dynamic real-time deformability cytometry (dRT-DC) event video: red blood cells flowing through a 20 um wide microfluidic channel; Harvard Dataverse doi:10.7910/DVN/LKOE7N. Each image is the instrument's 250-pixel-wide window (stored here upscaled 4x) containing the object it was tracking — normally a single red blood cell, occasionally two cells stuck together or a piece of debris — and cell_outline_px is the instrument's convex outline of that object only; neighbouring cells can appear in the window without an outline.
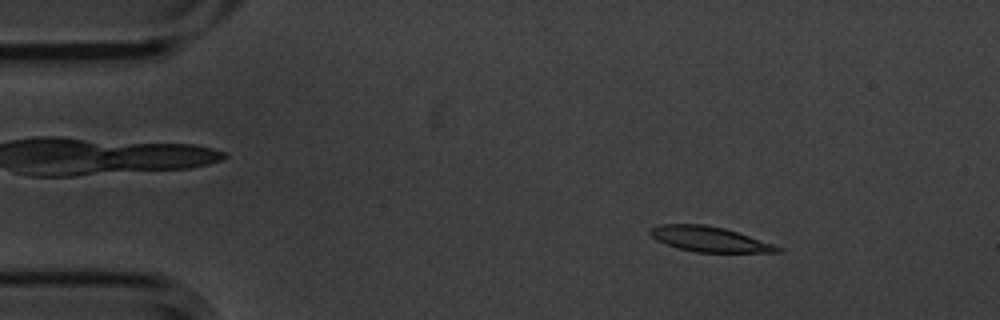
{"species": "common noctule bat (a hibernating species)", "species_latin": "Nyctalus noctula", "temperature_condition": "cold", "stored_images_in_passage": 54, "camera_frame_rate_fps": 3000, "um_per_image_px": 0.085, "animal": {"sex": "male", "body_mass_g": 20.1, "forearm_length_mm": 53.5}, "frame": {"image": 1, "passage_image": 7, "time_ms": 2.0, "image_size_px": [1000, 320], "cell_outline_px": [[780, 252], [696, 252], [676, 248], [656, 240], [648, 232], [652, 228], [660, 224], [704, 224], [724, 228], [772, 244], [780, 248]], "centroid_in_image_um": [60.22, 20.32], "position_along_channel_um": 24.8, "area_um2": 18.32}}
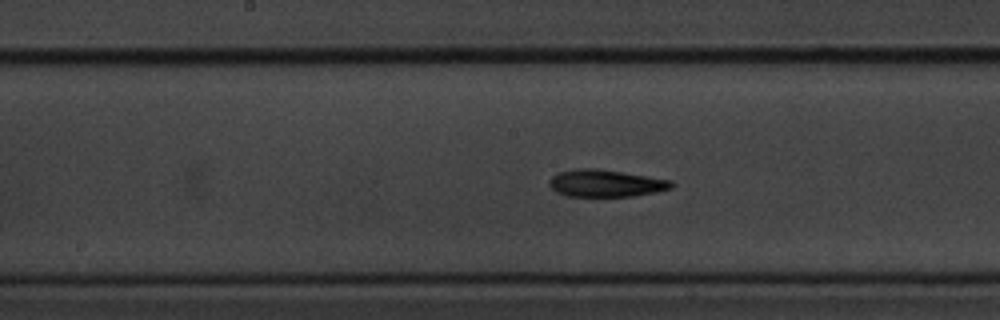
{"frame": {"image": 2, "passage_image": 27, "time_ms": 8.667, "image_size_px": [1000, 320], "cell_outline_px": [[676, 184], [672, 188], [656, 192], [636, 196], [564, 196], [556, 192], [548, 184], [548, 180], [552, 176], [560, 172], [576, 168], [596, 168], [672, 180]], "centroid_in_image_um": [51.49, 15.58], "position_along_channel_um": 196.7, "area_um2": 19.48}}
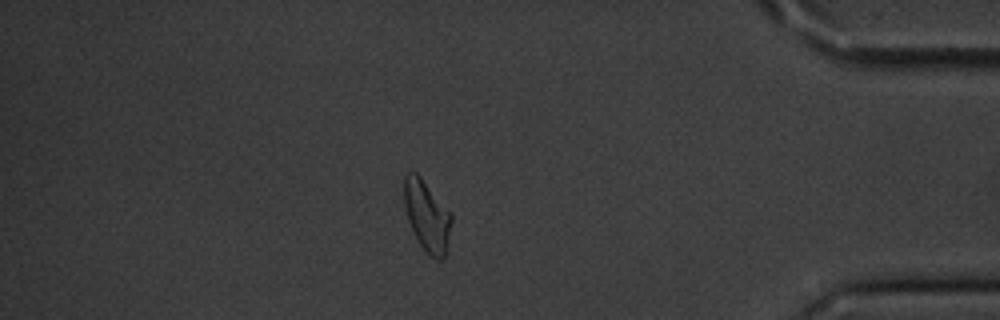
{"frame": {"image": 3, "passage_image": 47, "time_ms": 15.333, "image_size_px": [1000, 320], "cell_outline_px": [[452, 220], [448, 252], [440, 260], [436, 260], [428, 256], [420, 244], [408, 220], [404, 204], [404, 176], [408, 172], [416, 172], [420, 176], [452, 212]], "centroid_in_image_um": [36.33, 18.38], "position_along_channel_um": 398.9, "area_um2": 19.88}, "authors_computed_cell_mechanics": {"area_um2": 19.363, "velocity_mm_per_s": 3.5718, "shape_relaxation_time_tau1_ms": 1.873, "shape_relaxation_time_tau2_ms": 8.4068, "deformation_change_tau1": 0.1428, "deformation_change_tau2": 0.1898}}